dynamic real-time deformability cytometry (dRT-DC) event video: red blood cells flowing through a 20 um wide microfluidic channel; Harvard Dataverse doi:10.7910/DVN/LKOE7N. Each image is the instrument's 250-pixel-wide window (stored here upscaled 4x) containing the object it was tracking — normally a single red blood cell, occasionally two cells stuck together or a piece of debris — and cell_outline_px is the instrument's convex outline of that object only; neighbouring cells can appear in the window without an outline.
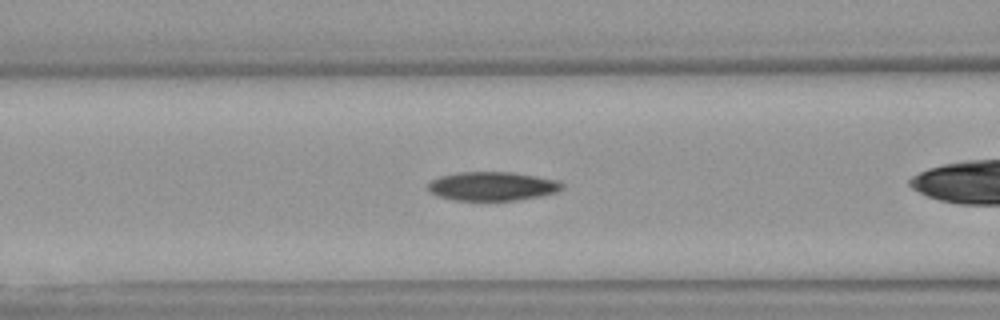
{"species": "Egyptian fruit bat (a non-hibernating species)", "species_latin": "Rousettus aegyptiacus", "temperature_condition": "warm", "stored_images_in_passage": 45, "camera_frame_rate_fps": 3000, "um_per_image_px": 0.085, "animal": {"sex": "female"}, "frame": {"image": 1, "passage_image": 14, "time_ms": 4.333, "image_size_px": [1000, 320], "cell_outline_px": [[564, 188], [556, 192], [540, 196], [520, 200], [452, 200], [436, 196], [428, 192], [428, 184], [432, 180], [440, 176], [456, 172], [512, 172], [560, 180], [564, 184]], "centroid_in_image_um": [41.85, 15.83], "position_along_channel_um": 124.8, "area_um2": 22.83}}
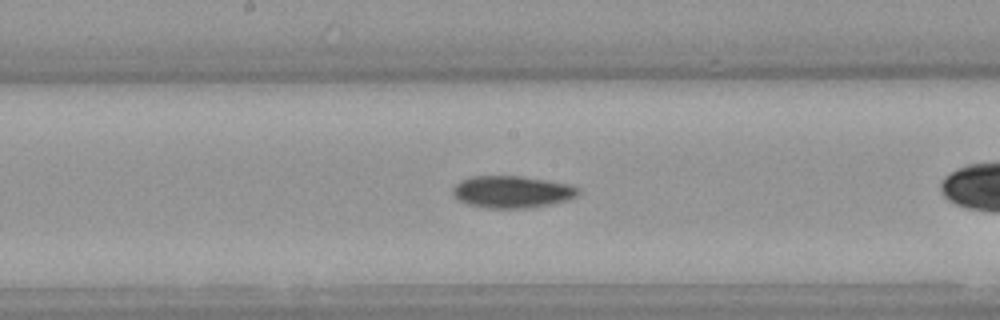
{"frame": {"image": 2, "passage_image": 20, "time_ms": 6.333, "image_size_px": [1000, 320], "cell_outline_px": [[580, 192], [576, 196], [568, 200], [552, 204], [532, 208], [488, 208], [468, 204], [456, 200], [452, 196], [452, 188], [460, 180], [472, 176], [520, 176], [568, 184], [580, 188]], "centroid_in_image_um": [43.49, 16.32], "position_along_channel_um": 204.7, "area_um2": 23.64}}